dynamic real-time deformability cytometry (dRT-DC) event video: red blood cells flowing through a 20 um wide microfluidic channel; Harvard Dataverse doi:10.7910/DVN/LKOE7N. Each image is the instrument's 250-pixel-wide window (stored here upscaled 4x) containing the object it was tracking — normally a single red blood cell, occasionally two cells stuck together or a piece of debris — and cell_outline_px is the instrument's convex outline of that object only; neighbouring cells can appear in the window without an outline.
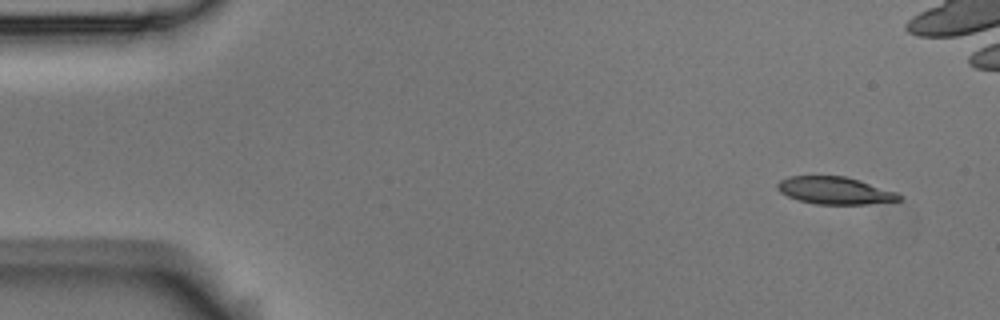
{"species": "Egyptian fruit bat (a non-hibernating species)", "species_latin": "Rousettus aegyptiacus", "temperature_condition": "room temperature", "stored_images_in_passage": 5, "camera_frame_rate_fps": 3000, "um_per_image_px": 0.085, "animal": {"sex": "male"}, "frame": {"image": 1, "passage_image": 1, "time_ms": 0.0, "image_size_px": [1000, 320], "cell_outline_px": [[904, 196], [900, 200], [868, 204], [816, 204], [800, 200], [788, 196], [780, 192], [776, 188], [776, 184], [780, 180], [788, 176], [844, 176], [896, 192]], "centroid_in_image_um": [70.93, 16.2], "position_along_channel_um": 14.1, "area_um2": 19.19}}